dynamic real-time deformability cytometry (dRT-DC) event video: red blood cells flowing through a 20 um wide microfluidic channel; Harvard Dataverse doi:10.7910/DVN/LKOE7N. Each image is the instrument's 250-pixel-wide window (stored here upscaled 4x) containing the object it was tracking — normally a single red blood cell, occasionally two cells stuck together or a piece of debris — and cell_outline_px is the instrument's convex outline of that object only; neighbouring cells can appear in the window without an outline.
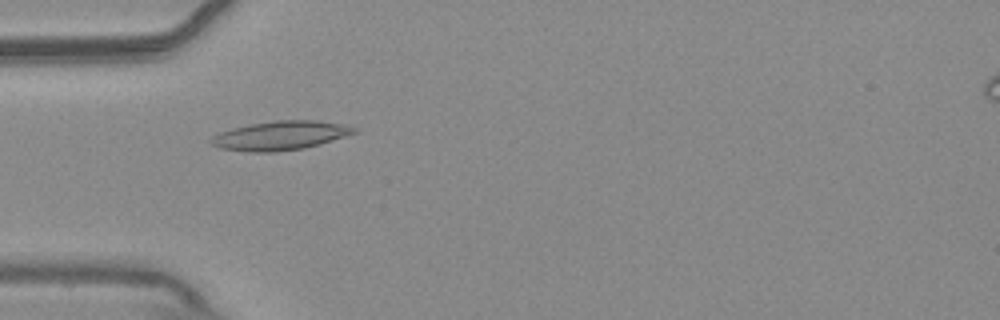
{"species": "common noctule bat (a hibernating species)", "species_latin": "Nyctalus noctula", "temperature_condition": "warm", "stored_images_in_passage": 55, "camera_frame_rate_fps": 3000, "um_per_image_px": 0.085, "animal": {"sex": "male", "body_mass_g": 20.4}, "frame": {"image": 1, "passage_image": 17, "time_ms": 5.333, "image_size_px": [1000, 320], "cell_outline_px": [[356, 132], [320, 144], [304, 148], [276, 152], [248, 152], [220, 148], [212, 144], [208, 140], [212, 136], [220, 132], [232, 128], [252, 124], [276, 120], [316, 120], [340, 124], [356, 128]], "centroid_in_image_um": [23.77, 11.53], "position_along_channel_um": 61.2, "area_um2": 23.99}}
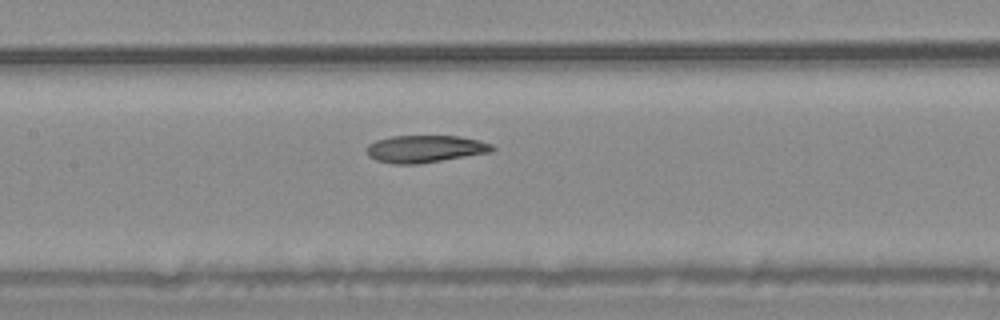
{"frame": {"image": 2, "passage_image": 26, "time_ms": 8.333, "image_size_px": [1000, 320], "cell_outline_px": [[496, 148], [492, 152], [416, 164], [396, 164], [376, 160], [368, 156], [368, 144], [376, 140], [392, 136], [460, 136], [480, 140], [492, 144]], "centroid_in_image_um": [36.17, 12.64], "position_along_channel_um": 171.2, "area_um2": 19.88}}
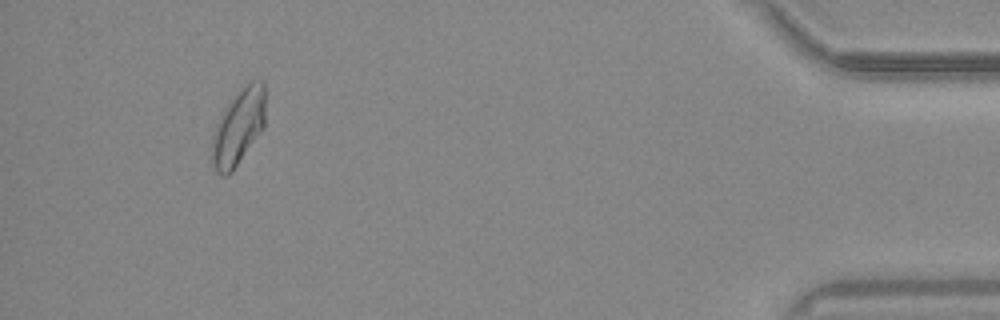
{"frame": {"image": 3, "passage_image": 51, "time_ms": 16.667, "image_size_px": [1000, 320], "cell_outline_px": [[264, 128], [232, 172], [224, 176], [216, 172], [212, 156], [212, 136], [216, 124], [224, 108], [236, 92], [240, 88], [252, 80], [264, 80]], "centroid_in_image_um": [20.27, 10.78], "position_along_channel_um": 414.9, "area_um2": 23.58}, "authors_computed_cell_mechanics": {"area_um2": 21.2126, "velocity_mm_per_s": 3.72, "shape_relaxation_time_tau1_ms": 7.3376, "shape_relaxation_time_tau2_ms": 3.1552, "deformation_change_tau1": 0.1938, "deformation_change_tau2": 0.094}}